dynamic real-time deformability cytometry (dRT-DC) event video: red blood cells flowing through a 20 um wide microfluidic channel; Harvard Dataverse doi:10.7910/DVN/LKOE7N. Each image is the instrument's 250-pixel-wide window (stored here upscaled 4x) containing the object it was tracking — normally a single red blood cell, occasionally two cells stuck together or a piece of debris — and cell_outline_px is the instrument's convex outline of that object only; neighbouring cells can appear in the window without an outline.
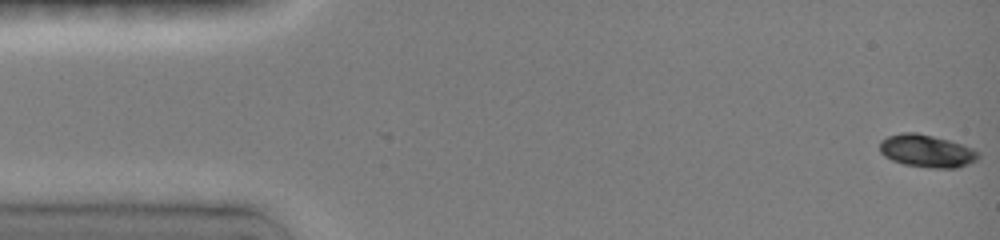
{"species": "common noctule bat (a hibernating species)", "species_latin": "Nyctalus noctula", "temperature_condition": "room temperature", "stored_images_in_passage": 9, "camera_frame_rate_fps": 3000, "um_per_image_px": 0.085, "animal": {"sex": "female", "body_mass_g": 19.0, "forearm_length_mm": 51.5}, "frame": {"image": 1, "passage_image": 1, "time_ms": 0.0, "image_size_px": [1000, 240], "cell_outline_px": [[980, 156], [976, 160], [968, 164], [956, 168], [928, 168], [904, 164], [892, 160], [884, 156], [880, 152], [880, 140], [888, 136], [904, 132], [916, 132], [948, 140], [972, 148], [980, 152]], "centroid_in_image_um": [78.76, 12.84], "position_along_channel_um": 6.2, "area_um2": 18.73}}
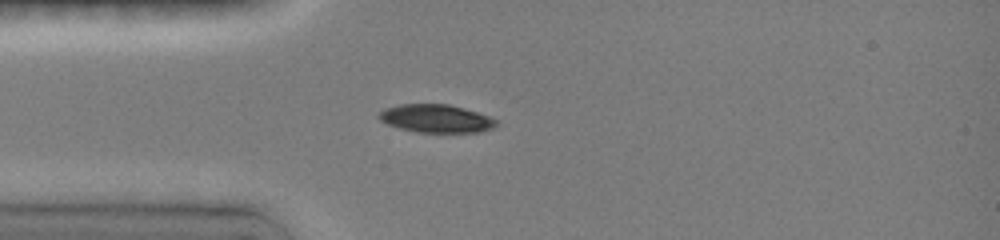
{"frame": {"image": 2, "passage_image": 6, "time_ms": 4.0, "image_size_px": [1000, 240], "cell_outline_px": [[500, 124], [492, 128], [480, 132], [416, 132], [400, 128], [388, 124], [380, 120], [376, 116], [384, 108], [400, 104], [448, 104], [464, 108], [488, 116], [496, 120]], "centroid_in_image_um": [37.06, 10.07], "position_along_channel_um": 47.9, "area_um2": 19.19}}
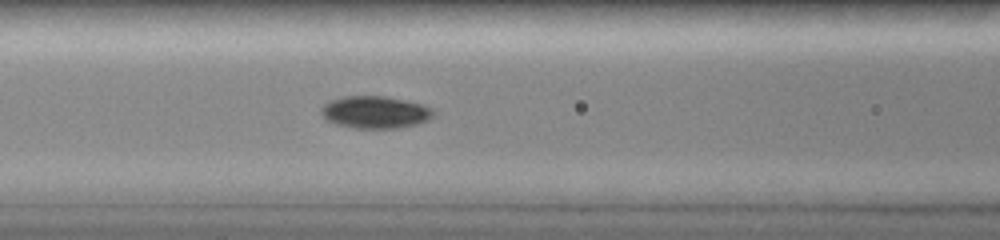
{"frame": {"image": 3, "passage_image": 9, "time_ms": 6.333, "image_size_px": [1000, 240], "cell_outline_px": [[436, 116], [428, 120], [416, 124], [400, 128], [352, 128], [336, 124], [328, 120], [320, 112], [320, 108], [324, 104], [332, 100], [344, 96], [380, 96], [404, 100], [424, 104], [432, 108], [436, 112]], "centroid_in_image_um": [31.93, 9.54], "position_along_channel_um": 134.7, "area_um2": 21.21}}